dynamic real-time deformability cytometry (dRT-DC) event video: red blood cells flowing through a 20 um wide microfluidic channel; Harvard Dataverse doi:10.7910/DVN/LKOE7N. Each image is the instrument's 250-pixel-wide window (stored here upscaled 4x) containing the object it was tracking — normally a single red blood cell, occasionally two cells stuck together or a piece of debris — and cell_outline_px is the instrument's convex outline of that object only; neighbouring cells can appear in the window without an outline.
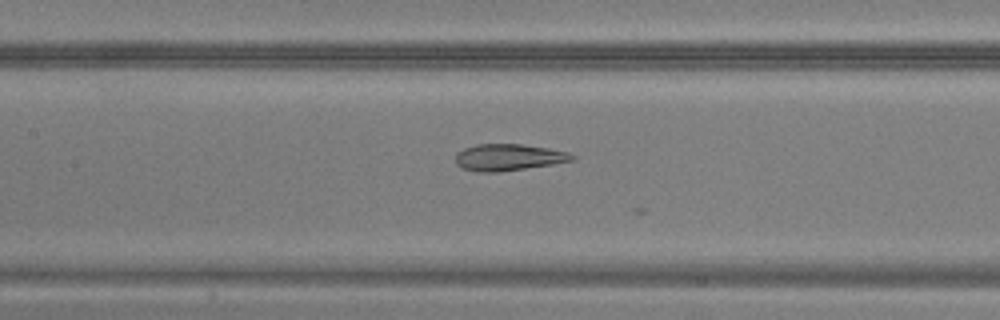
{"species": "common noctule bat (a hibernating species)", "species_latin": "Nyctalus noctula", "temperature_condition": "warm", "stored_images_in_passage": 18, "camera_frame_rate_fps": 3000, "um_per_image_px": 0.085, "animal": {"sex": "male", "body_mass_g": 20.5, "forearm_length_mm": 52.5}, "frame": {"image": 1, "passage_image": 8, "time_ms": 2.333, "image_size_px": [1000, 320], "cell_outline_px": [[576, 160], [552, 164], [500, 172], [476, 172], [460, 168], [456, 164], [456, 152], [464, 148], [476, 144], [520, 144], [548, 148], [568, 152], [576, 156]], "centroid_in_image_um": [43.2, 13.38], "position_along_channel_um": 164.2, "area_um2": 18.26}}
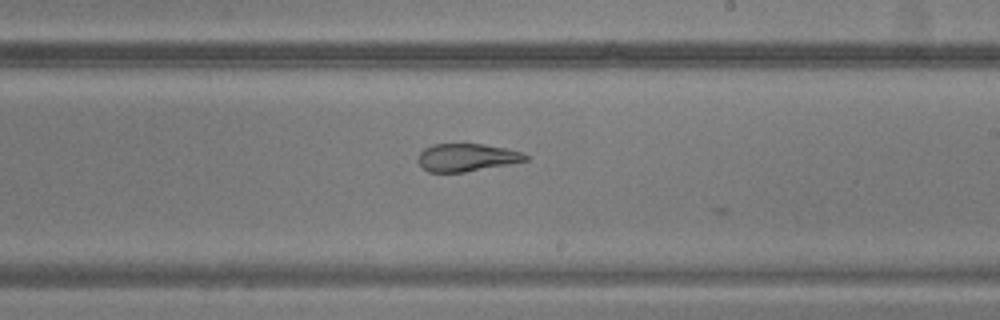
{"frame": {"image": 2, "passage_image": 14, "time_ms": 4.333, "image_size_px": [1000, 320], "cell_outline_px": [[528, 160], [464, 172], [428, 172], [416, 160], [420, 152], [424, 148], [432, 144], [484, 144], [524, 152], [528, 156]], "centroid_in_image_um": [39.64, 13.37], "position_along_channel_um": 249.4, "area_um2": 17.28}}
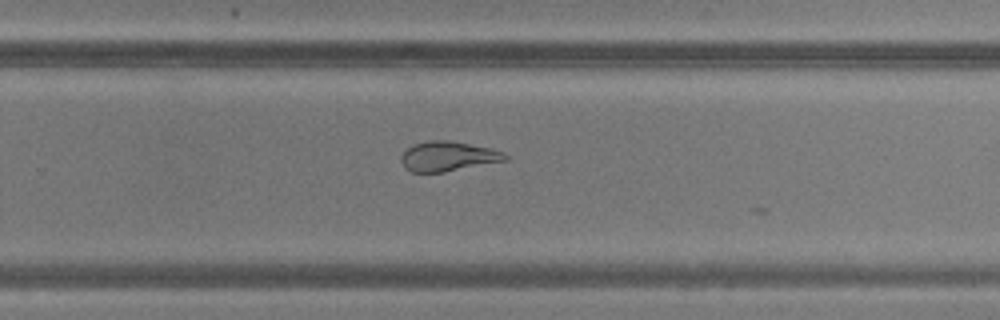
{"frame": {"image": 3, "passage_image": 17, "time_ms": 5.333, "image_size_px": [1000, 320], "cell_outline_px": [[508, 160], [444, 172], [412, 172], [404, 168], [400, 160], [400, 156], [412, 144], [428, 140], [448, 140], [492, 148], [504, 152], [508, 156]], "centroid_in_image_um": [38.07, 13.28], "position_along_channel_um": 291.7, "area_um2": 18.21}}